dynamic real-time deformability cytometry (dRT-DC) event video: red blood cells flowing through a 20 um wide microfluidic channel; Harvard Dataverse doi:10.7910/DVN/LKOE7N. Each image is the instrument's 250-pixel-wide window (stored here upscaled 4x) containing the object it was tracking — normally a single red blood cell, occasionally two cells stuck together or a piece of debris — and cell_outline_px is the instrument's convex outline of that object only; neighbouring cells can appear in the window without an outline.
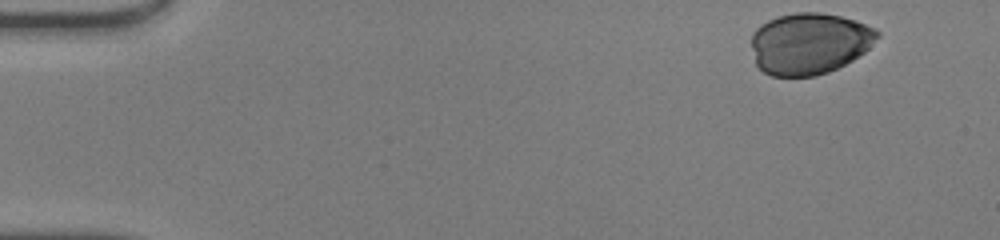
{"species": "human", "species_latin": "Homo sapiens", "temperature_condition": "warm", "stored_images_in_passage": 44, "camera_frame_rate_fps": 3000, "um_per_image_px": 0.085, "donor": {"sex": "male"}, "frame": {"image": 1, "passage_image": 1, "time_ms": 0.0, "image_size_px": [1000, 240], "cell_outline_px": [[880, 36], [864, 52], [852, 60], [828, 72], [816, 76], [772, 76], [764, 72], [756, 64], [752, 48], [752, 32], [760, 24], [776, 16], [796, 12], [820, 12], [840, 16], [856, 20], [876, 28], [880, 32]], "centroid_in_image_um": [68.8, 3.68], "position_along_channel_um": 16.2, "area_um2": 45.32}}
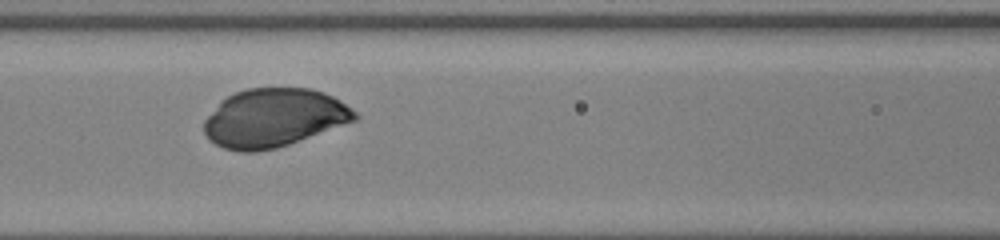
{"frame": {"image": 2, "passage_image": 19, "time_ms": 6.0, "image_size_px": [1000, 240], "cell_outline_px": [[360, 116], [356, 120], [288, 144], [276, 148], [256, 152], [240, 152], [224, 148], [208, 140], [204, 132], [204, 120], [220, 100], [236, 92], [248, 88], [312, 88], [332, 96], [340, 100], [356, 112]], "centroid_in_image_um": [23.25, 10.02], "position_along_channel_um": 143.4, "area_um2": 51.27}}
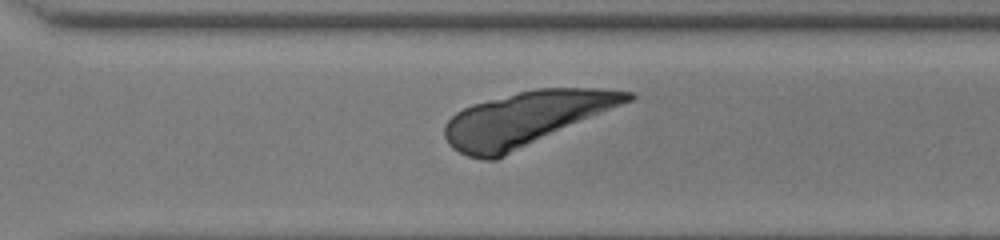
{"frame": {"image": 3, "passage_image": 32, "time_ms": 10.333, "image_size_px": [1000, 240], "cell_outline_px": [[636, 96], [632, 100], [496, 160], [484, 160], [468, 156], [452, 148], [448, 144], [444, 136], [444, 128], [448, 120], [456, 112], [472, 104], [536, 88], [600, 88], [636, 92]], "centroid_in_image_um": [44.69, 10.1], "position_along_channel_um": 325.9, "area_um2": 57.28}}